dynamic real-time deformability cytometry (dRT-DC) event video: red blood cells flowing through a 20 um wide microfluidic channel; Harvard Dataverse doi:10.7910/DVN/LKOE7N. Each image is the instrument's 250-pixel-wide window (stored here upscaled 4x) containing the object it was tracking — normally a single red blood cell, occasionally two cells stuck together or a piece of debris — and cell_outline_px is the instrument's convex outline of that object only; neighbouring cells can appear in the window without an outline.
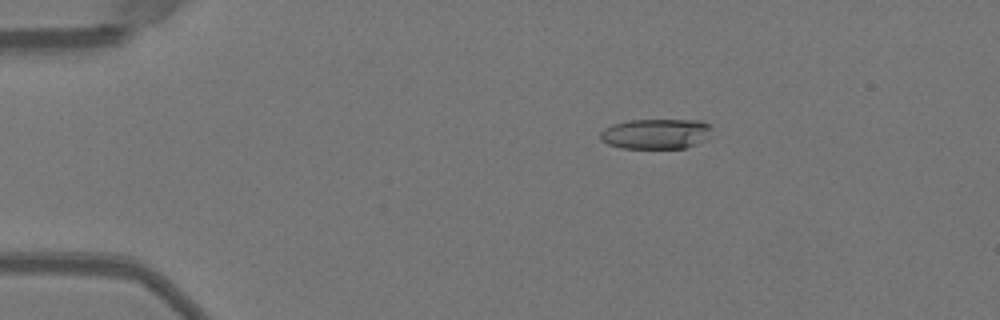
{"species": "Egyptian fruit bat (a non-hibernating species)", "species_latin": "Rousettus aegyptiacus", "temperature_condition": "warm", "stored_images_in_passage": 50, "camera_frame_rate_fps": 3000, "um_per_image_px": 0.085, "animal": {"sex": "female"}, "frame": {"image": 1, "passage_image": 8, "time_ms": 2.333, "image_size_px": [1000, 320], "cell_outline_px": [[712, 128], [708, 136], [704, 140], [696, 144], [684, 148], [620, 148], [608, 144], [600, 140], [600, 132], [604, 128], [612, 124], [628, 120], [700, 120], [708, 124]], "centroid_in_image_um": [55.72, 11.37], "position_along_channel_um": 29.3, "area_um2": 19.71}}
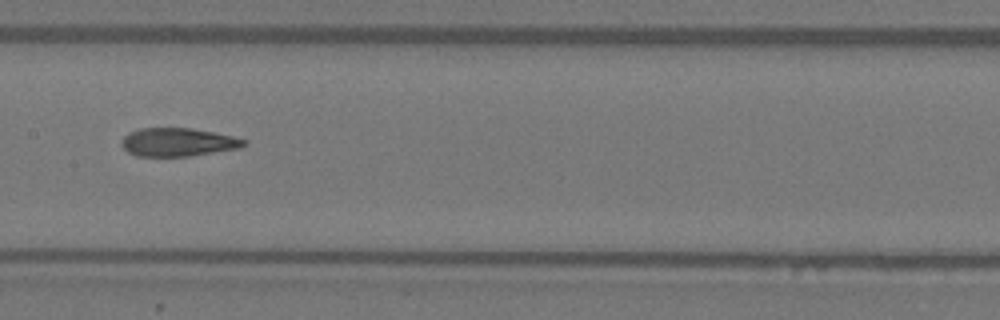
{"frame": {"image": 2, "passage_image": 25, "time_ms": 8.0, "image_size_px": [1000, 320], "cell_outline_px": [[248, 140], [240, 148], [188, 156], [136, 156], [128, 152], [120, 144], [120, 140], [128, 132], [140, 128], [192, 128], [232, 136]], "centroid_in_image_um": [15.07, 12.08], "position_along_channel_um": 192.3, "area_um2": 20.17}}
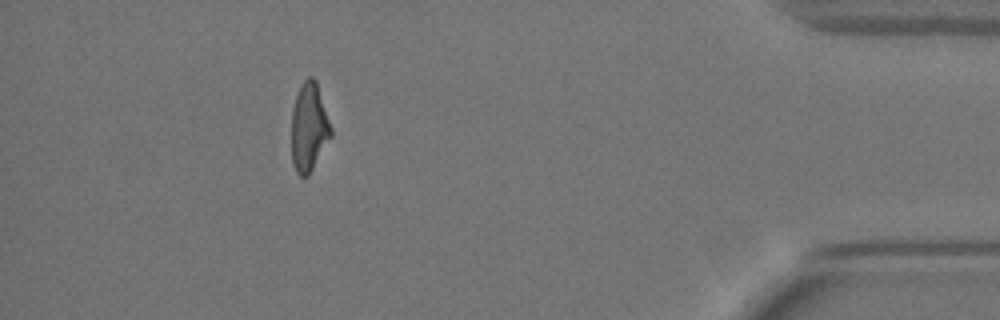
{"frame": {"image": 3, "passage_image": 45, "time_ms": 14.667, "image_size_px": [1000, 320], "cell_outline_px": [[332, 136], [308, 176], [300, 176], [296, 172], [292, 164], [292, 108], [296, 96], [304, 80], [308, 76], [312, 76], [316, 80], [332, 128]], "centroid_in_image_um": [26.27, 10.83], "position_along_channel_um": 408.9, "area_um2": 20.35}, "authors_computed_cell_mechanics": {"area_um2": 20.7502, "velocity_mm_per_s": 4.0072, "shape_relaxation_time_tau1_ms": 5.6124, "shape_relaxation_time_tau2_ms": 2.0942, "deformation_change_tau1": 0.2193, "deformation_change_tau2": 0.1145}}